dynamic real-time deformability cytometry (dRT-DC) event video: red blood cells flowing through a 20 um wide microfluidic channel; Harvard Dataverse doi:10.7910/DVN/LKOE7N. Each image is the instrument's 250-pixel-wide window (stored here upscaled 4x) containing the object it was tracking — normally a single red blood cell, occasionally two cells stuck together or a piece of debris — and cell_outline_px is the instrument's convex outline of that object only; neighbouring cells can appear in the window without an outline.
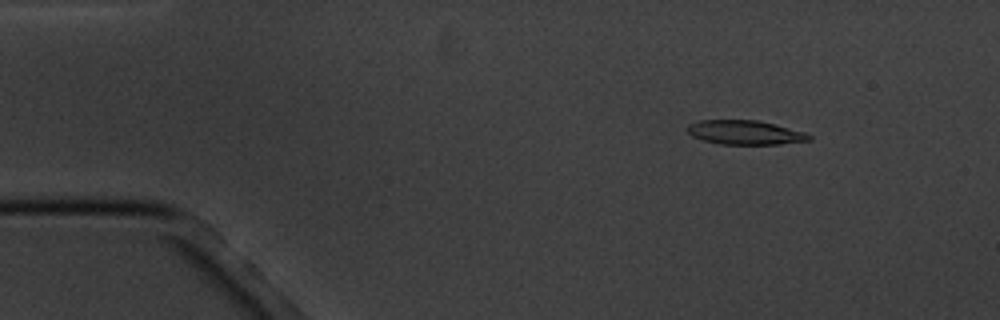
{"species": "common noctule bat (a hibernating species)", "species_latin": "Nyctalus noctula", "temperature_condition": "cold", "stored_images_in_passage": 3, "camera_frame_rate_fps": 3000, "um_per_image_px": 0.085, "animal": {"sex": "male", "body_mass_g": 20.1, "forearm_length_mm": 53.5}, "frame": {"image": 1, "passage_image": 1, "time_ms": 0.0, "image_size_px": [1000, 320], "cell_outline_px": [[812, 140], [776, 144], [720, 144], [704, 140], [692, 136], [688, 132], [688, 124], [700, 120], [756, 120], [804, 132], [812, 136]], "centroid_in_image_um": [63.31, 11.26], "position_along_channel_um": 21.7, "area_um2": 16.88}}